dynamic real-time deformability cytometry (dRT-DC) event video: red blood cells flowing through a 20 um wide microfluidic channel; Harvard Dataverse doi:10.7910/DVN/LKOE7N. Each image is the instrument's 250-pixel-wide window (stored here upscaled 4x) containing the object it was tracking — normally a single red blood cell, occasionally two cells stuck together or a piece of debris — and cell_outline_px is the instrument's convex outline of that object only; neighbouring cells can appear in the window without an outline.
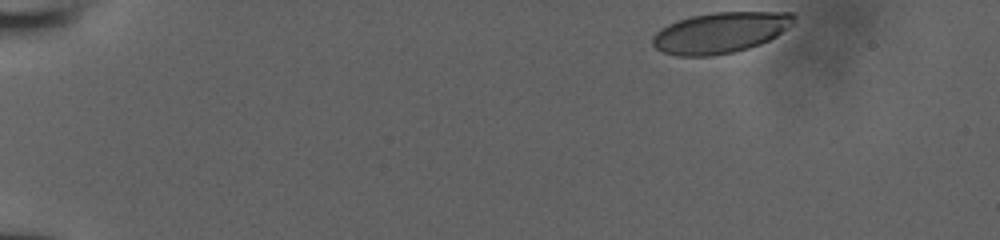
{"species": "human", "species_latin": "Homo sapiens", "temperature_condition": "room temperature", "stored_images_in_passage": 8, "camera_frame_rate_fps": 3000, "um_per_image_px": 0.085, "donor": {"sex": "male"}, "frame": {"image": 1, "passage_image": 1, "time_ms": 0.0, "image_size_px": [1000, 240], "cell_outline_px": [[796, 16], [792, 24], [788, 28], [776, 36], [760, 44], [748, 48], [732, 52], [708, 56], [676, 56], [660, 52], [652, 44], [652, 36], [660, 28], [676, 20], [692, 16], [712, 12], [792, 12]], "centroid_in_image_um": [61.19, 2.77], "position_along_channel_um": 23.8, "area_um2": 33.76}}
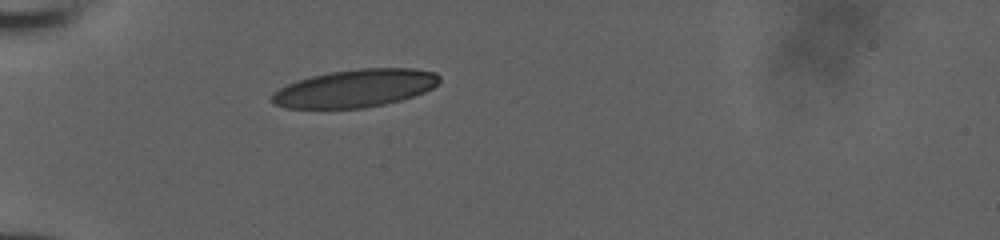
{"frame": {"image": 2, "passage_image": 6, "time_ms": 1.667, "image_size_px": [1000, 240], "cell_outline_px": [[440, 80], [432, 88], [424, 92], [400, 100], [384, 104], [364, 108], [284, 108], [272, 104], [272, 92], [296, 80], [328, 72], [360, 68], [412, 68], [436, 72], [440, 76]], "centroid_in_image_um": [30.17, 7.5], "position_along_channel_um": 54.8, "area_um2": 36.93}}
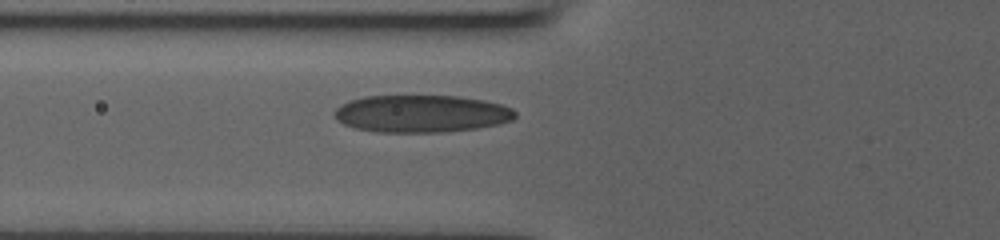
{"frame": {"image": 3, "passage_image": 8, "time_ms": 2.333, "image_size_px": [1000, 240], "cell_outline_px": [[516, 116], [512, 120], [496, 124], [476, 128], [444, 132], [380, 132], [356, 128], [344, 124], [332, 112], [340, 104], [348, 100], [364, 96], [456, 96], [484, 100], [500, 104], [512, 108], [516, 112]], "centroid_in_image_um": [35.8, 9.65], "position_along_channel_um": 90.0, "area_um2": 39.25}}